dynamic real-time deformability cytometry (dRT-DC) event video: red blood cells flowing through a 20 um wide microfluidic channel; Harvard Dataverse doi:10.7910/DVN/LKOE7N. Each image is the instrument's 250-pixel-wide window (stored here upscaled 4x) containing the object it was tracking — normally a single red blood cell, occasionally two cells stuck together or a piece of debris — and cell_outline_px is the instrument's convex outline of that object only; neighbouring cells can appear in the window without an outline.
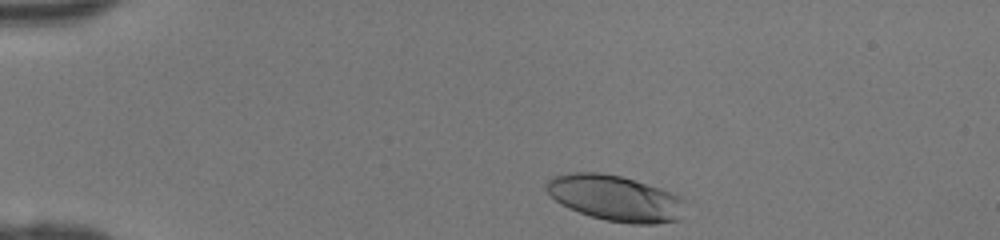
{"species": "human", "species_latin": "Homo sapiens", "temperature_condition": "room temperature", "stored_images_in_passage": 32, "camera_frame_rate_fps": 3000, "um_per_image_px": 0.085, "donor": {"sex": "female"}, "frame": {"image": 1, "passage_image": 1, "time_ms": 0.0, "image_size_px": [1000, 240], "cell_outline_px": [[684, 200], [680, 220], [656, 224], [632, 224], [604, 220], [568, 208], [560, 204], [544, 188], [544, 184], [552, 176], [572, 172], [600, 172], [620, 176], [660, 188], [680, 196]], "centroid_in_image_um": [52.27, 16.84], "position_along_channel_um": 32.7, "area_um2": 36.99}}
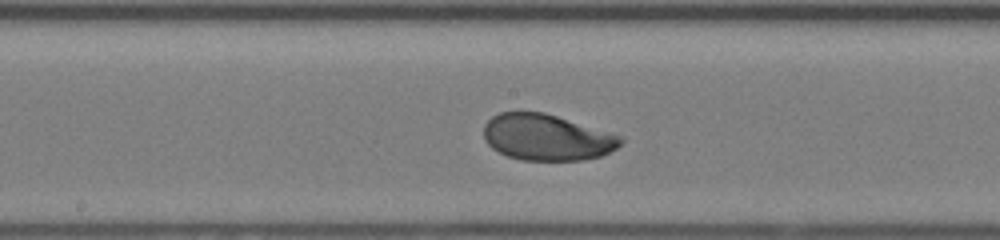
{"frame": {"image": 2, "passage_image": 17, "time_ms": 5.333, "image_size_px": [1000, 240], "cell_outline_px": [[624, 140], [616, 148], [600, 156], [584, 160], [520, 160], [508, 156], [492, 148], [484, 140], [484, 124], [492, 116], [500, 112], [544, 112], [612, 132], [620, 136]], "centroid_in_image_um": [46.47, 11.67], "position_along_channel_um": 201.7, "area_um2": 36.93}}
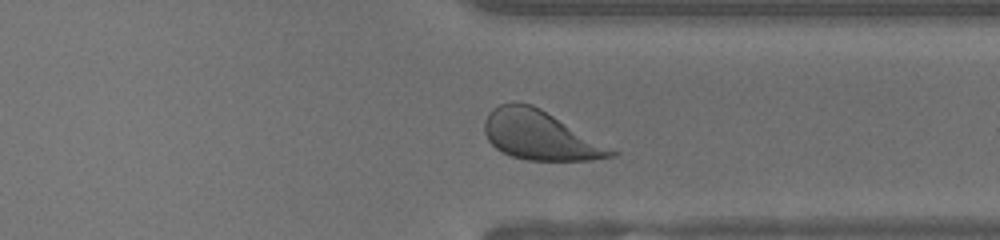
{"frame": {"image": 3, "passage_image": 28, "time_ms": 9.0, "image_size_px": [1000, 240], "cell_outline_px": [[620, 152], [616, 156], [592, 160], [528, 160], [512, 156], [500, 152], [488, 140], [484, 132], [484, 120], [488, 112], [492, 108], [500, 104], [532, 104], [540, 108]], "centroid_in_image_um": [45.91, 11.52], "position_along_channel_um": 365.5, "area_um2": 36.07}}